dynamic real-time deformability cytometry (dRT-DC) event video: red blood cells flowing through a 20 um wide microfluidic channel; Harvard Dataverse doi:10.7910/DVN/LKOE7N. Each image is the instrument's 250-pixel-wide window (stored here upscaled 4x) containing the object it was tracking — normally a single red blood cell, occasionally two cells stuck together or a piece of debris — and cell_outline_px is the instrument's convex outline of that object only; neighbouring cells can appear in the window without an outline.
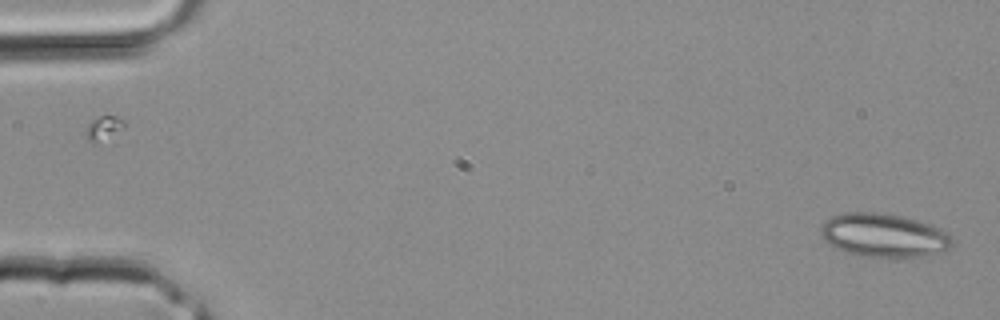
{"species": "common noctule bat (a hibernating species)", "species_latin": "Nyctalus noctula", "temperature_condition": "room temperature", "stored_images_in_passage": 3, "camera_frame_rate_fps": 3000, "um_per_image_px": 0.085, "animal": {"sex": "male", "body_mass_g": 20.4}, "frame": {"image": 1, "passage_image": 1, "time_ms": 0.0, "image_size_px": [1000, 320], "cell_outline_px": [[952, 248], [940, 252], [904, 260], [888, 260], [864, 256], [844, 252], [836, 248], [824, 240], [820, 236], [820, 228], [824, 220], [832, 216], [844, 212], [876, 212], [900, 216], [916, 220], [940, 228], [948, 232], [952, 236]], "centroid_in_image_um": [75.13, 20.05], "position_along_channel_um": 9.9, "area_um2": 34.39}}